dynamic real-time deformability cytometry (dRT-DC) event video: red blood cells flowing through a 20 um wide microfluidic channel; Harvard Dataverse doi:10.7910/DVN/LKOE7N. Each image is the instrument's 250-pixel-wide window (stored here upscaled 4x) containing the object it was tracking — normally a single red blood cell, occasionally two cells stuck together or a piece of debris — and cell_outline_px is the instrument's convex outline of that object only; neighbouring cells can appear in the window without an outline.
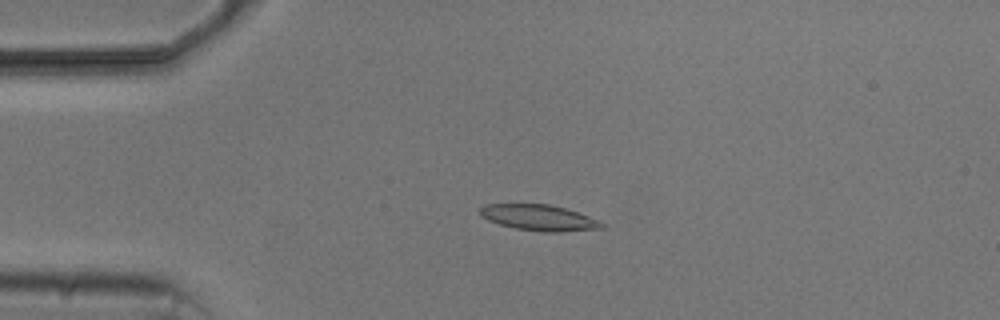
{"species": "common noctule bat (a hibernating species)", "species_latin": "Nyctalus noctula", "temperature_condition": "cold", "stored_images_in_passage": 5, "camera_frame_rate_fps": 3000, "um_per_image_px": 0.085, "animal": {"sex": "male", "body_mass_g": 20.5, "forearm_length_mm": 52.5}, "frame": {"image": 1, "passage_image": 4, "time_ms": 3.667, "image_size_px": [1000, 320], "cell_outline_px": [[604, 228], [560, 232], [544, 232], [516, 228], [500, 224], [488, 220], [480, 216], [480, 208], [484, 204], [548, 204], [564, 208], [600, 220], [604, 224]], "centroid_in_image_um": [45.81, 18.5], "position_along_channel_um": 39.2, "area_um2": 18.26}}
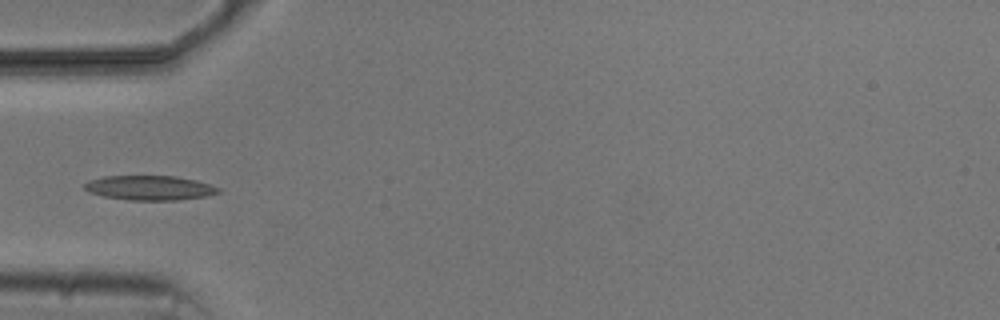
{"frame": {"image": 2, "passage_image": 5, "time_ms": 5.333, "image_size_px": [1000, 320], "cell_outline_px": [[220, 192], [204, 196], [176, 200], [128, 200], [104, 196], [88, 192], [84, 188], [84, 184], [92, 180], [104, 176], [176, 176], [196, 180], [220, 188]], "centroid_in_image_um": [12.71, 15.96], "position_along_channel_um": 72.3, "area_um2": 18.96}}